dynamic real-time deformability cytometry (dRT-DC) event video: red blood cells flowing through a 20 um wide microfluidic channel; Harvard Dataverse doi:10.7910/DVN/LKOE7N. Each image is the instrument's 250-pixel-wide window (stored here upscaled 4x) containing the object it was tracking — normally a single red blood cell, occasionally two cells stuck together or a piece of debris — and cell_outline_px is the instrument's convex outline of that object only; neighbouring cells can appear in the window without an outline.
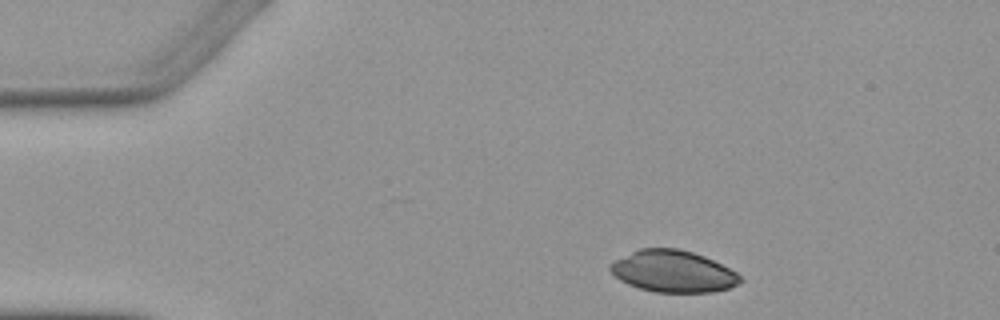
{"species": "Egyptian fruit bat (a non-hibernating species)", "species_latin": "Rousettus aegyptiacus", "temperature_condition": "warm", "stored_images_in_passage": 2, "camera_frame_rate_fps": 3000, "um_per_image_px": 0.085, "animal": {"sex": "female"}, "frame": {"image": 1, "passage_image": 1, "time_ms": 0.0, "image_size_px": [1000, 320], "cell_outline_px": [[744, 280], [740, 284], [728, 288], [712, 292], [656, 292], [640, 288], [628, 284], [620, 280], [608, 268], [608, 264], [640, 248], [676, 248], [692, 252], [704, 256], [736, 272]], "centroid_in_image_um": [57.22, 23.07], "position_along_channel_um": 27.8, "area_um2": 31.39}}